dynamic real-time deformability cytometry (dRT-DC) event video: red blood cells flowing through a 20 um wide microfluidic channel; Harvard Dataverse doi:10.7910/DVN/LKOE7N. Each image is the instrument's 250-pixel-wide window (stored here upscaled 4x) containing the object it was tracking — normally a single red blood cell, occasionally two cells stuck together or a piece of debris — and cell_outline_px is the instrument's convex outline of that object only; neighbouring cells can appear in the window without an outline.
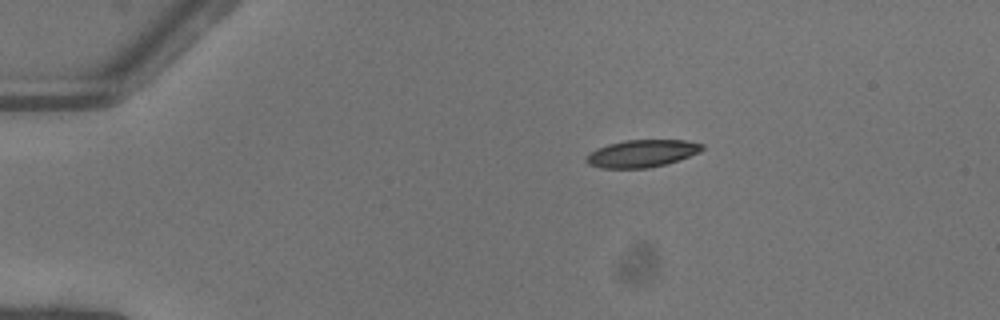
{"species": "common noctule bat (a hibernating species)", "species_latin": "Nyctalus noctula", "temperature_condition": "warm", "stored_images_in_passage": 42, "camera_frame_rate_fps": 3000, "um_per_image_px": 0.085, "animal": {"sex": "female"}, "frame": {"image": 1, "passage_image": 1, "time_ms": 0.0, "image_size_px": [1000, 320], "cell_outline_px": [[704, 148], [700, 152], [664, 164], [648, 168], [600, 168], [588, 164], [584, 160], [596, 148], [608, 144], [624, 140], [684, 140], [704, 144]], "centroid_in_image_um": [54.54, 13.04], "position_along_channel_um": 30.5, "area_um2": 18.32}}
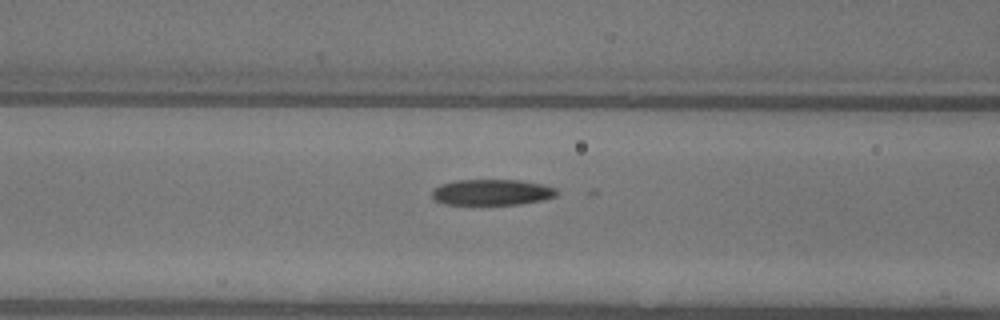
{"frame": {"image": 2, "passage_image": 13, "time_ms": 4.0, "image_size_px": [1000, 320], "cell_outline_px": [[556, 196], [540, 200], [520, 204], [444, 204], [432, 200], [432, 188], [440, 184], [456, 180], [520, 180], [540, 184], [556, 188]], "centroid_in_image_um": [41.73, 16.34], "position_along_channel_um": 124.9, "area_um2": 18.79}}
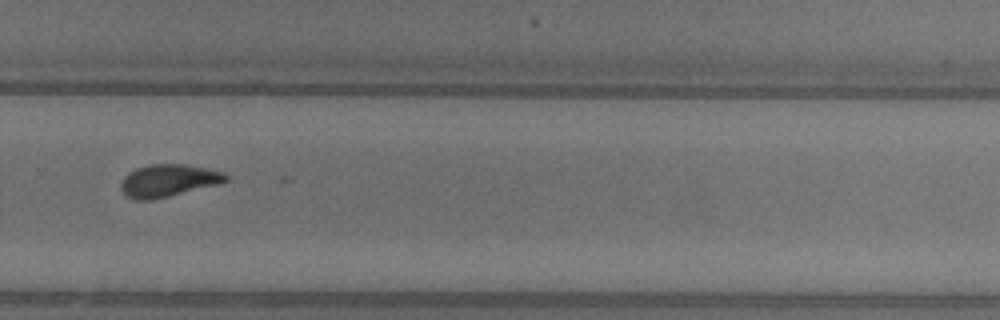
{"frame": {"image": 3, "passage_image": 27, "time_ms": 8.667, "image_size_px": [1000, 320], "cell_outline_px": [[228, 180], [220, 184], [152, 200], [132, 200], [124, 196], [120, 188], [120, 184], [124, 176], [128, 172], [136, 168], [152, 164], [188, 164], [208, 168], [224, 172], [228, 176]], "centroid_in_image_um": [14.29, 15.35], "position_along_channel_um": 315.5, "area_um2": 20.17}, "authors_computed_cell_mechanics": {"area_um2": 19.7098, "velocity_mm_per_s": 4.0979, "shape_relaxation_time_tau1_ms": 3.8997, "shape_relaxation_time_tau2_ms": 2.0758, "deformation_change_tau1": 0.1828, "deformation_change_tau2": 0.0897}}